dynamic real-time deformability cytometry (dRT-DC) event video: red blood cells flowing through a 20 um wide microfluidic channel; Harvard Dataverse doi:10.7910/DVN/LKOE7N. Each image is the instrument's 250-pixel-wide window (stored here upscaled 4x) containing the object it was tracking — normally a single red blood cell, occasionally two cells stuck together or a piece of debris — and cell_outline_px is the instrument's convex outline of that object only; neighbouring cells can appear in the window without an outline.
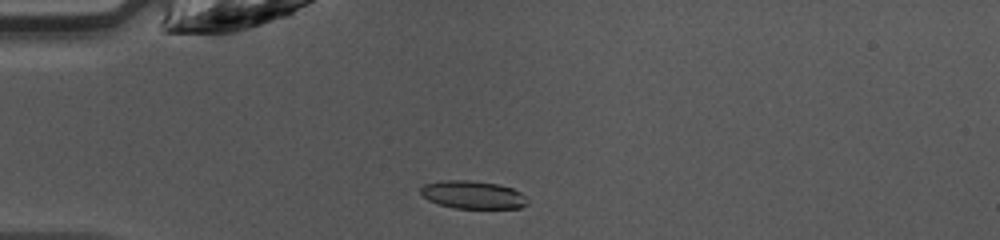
{"species": "common noctule bat (a hibernating species)", "species_latin": "Nyctalus noctula", "temperature_condition": "warm", "stored_images_in_passage": 46, "camera_frame_rate_fps": 3000, "um_per_image_px": 0.085, "animal": {"sex": "female", "body_mass_g": 10.0, "forearm_length_mm": 53.1}, "frame": {"image": 1, "passage_image": 12, "time_ms": 3.667, "image_size_px": [1000, 240], "cell_outline_px": [[528, 204], [520, 208], [452, 208], [428, 200], [420, 192], [420, 188], [424, 184], [440, 180], [468, 180], [496, 184], [512, 188], [520, 192], [528, 200]], "centroid_in_image_um": [40.18, 16.56], "position_along_channel_um": 44.8, "area_um2": 17.34}}
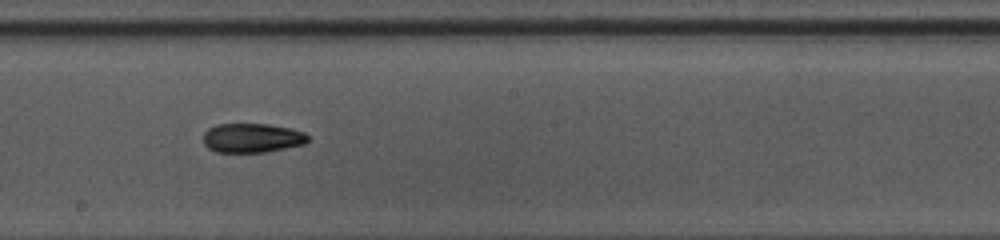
{"frame": {"image": 2, "passage_image": 26, "time_ms": 8.333, "image_size_px": [1000, 240], "cell_outline_px": [[308, 140], [304, 144], [264, 152], [216, 152], [208, 148], [204, 144], [204, 132], [208, 128], [216, 124], [268, 124], [288, 128], [304, 132], [308, 136]], "centroid_in_image_um": [21.39, 11.72], "position_along_channel_um": 226.8, "area_um2": 17.74}}
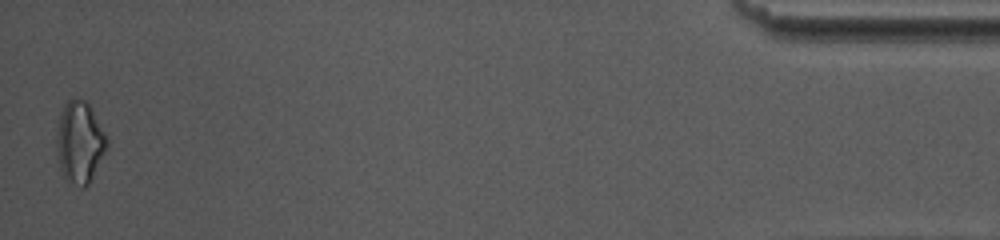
{"frame": {"image": 3, "passage_image": 46, "time_ms": 15.0, "image_size_px": [1000, 240], "cell_outline_px": [[108, 144], [88, 184], [84, 188], [80, 188], [64, 176], [60, 168], [56, 148], [56, 136], [60, 112], [64, 104], [68, 100], [76, 96], [84, 100], [88, 104], [104, 132], [108, 140]], "centroid_in_image_um": [6.74, 12.05], "position_along_channel_um": 428.5, "area_um2": 23.58}, "authors_computed_cell_mechanics": {"area_um2": 17.8602, "velocity_mm_per_s": 4.2841, "shape_relaxation_time_tau1_ms": 7.5372, "shape_relaxation_time_tau2_ms": 6.5912, "deformation_change_tau1": 0.2076, "deformation_change_tau2": 0.1292}}